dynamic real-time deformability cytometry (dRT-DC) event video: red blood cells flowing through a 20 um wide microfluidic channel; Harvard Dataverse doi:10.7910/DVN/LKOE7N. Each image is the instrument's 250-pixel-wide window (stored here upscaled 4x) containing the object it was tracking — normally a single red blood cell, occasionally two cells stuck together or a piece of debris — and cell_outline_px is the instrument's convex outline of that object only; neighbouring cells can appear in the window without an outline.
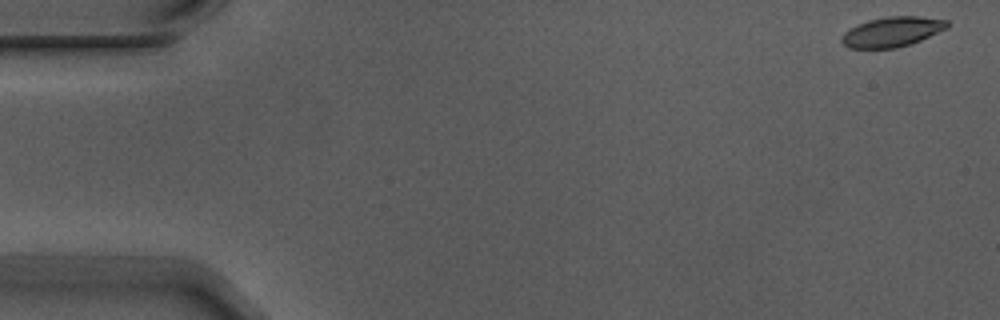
{"species": "Egyptian fruit bat (a non-hibernating species)", "species_latin": "Rousettus aegyptiacus", "temperature_condition": "warm", "stored_images_in_passage": 4, "camera_frame_rate_fps": 3000, "um_per_image_px": 0.085, "animal": {"sex": "male"}, "frame": {"image": 1, "passage_image": 1, "time_ms": 0.0, "image_size_px": [1000, 320], "cell_outline_px": [[948, 28], [920, 40], [896, 48], [848, 48], [840, 40], [840, 36], [848, 28], [856, 24], [868, 20], [888, 16], [916, 16], [948, 20]], "centroid_in_image_um": [75.78, 2.7], "position_along_channel_um": 9.2, "area_um2": 18.44}}